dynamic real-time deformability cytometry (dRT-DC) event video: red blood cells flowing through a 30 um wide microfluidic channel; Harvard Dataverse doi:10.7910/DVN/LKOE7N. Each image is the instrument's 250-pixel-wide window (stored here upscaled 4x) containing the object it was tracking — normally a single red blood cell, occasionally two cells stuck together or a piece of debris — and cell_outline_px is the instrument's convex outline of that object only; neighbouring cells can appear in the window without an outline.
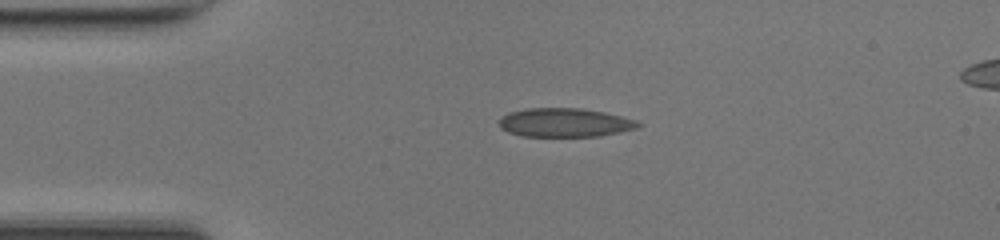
{"species": "common noctule bat (a hibernating species)", "species_latin": "Nyctalus noctula", "temperature_condition": "room temperature", "stored_images_in_passage": 47, "camera_frame_rate_fps": 3000, "um_per_image_px": 0.085, "animal": {"sex": "female", "body_mass_g": 17.0, "forearm_length_mm": 48.0}, "frame": {"image": 1, "passage_image": 10, "time_ms": 3.0, "image_size_px": [1000, 240], "cell_outline_px": [[644, 124], [636, 128], [620, 132], [600, 136], [524, 136], [508, 132], [500, 128], [500, 120], [508, 112], [528, 108], [580, 108], [604, 112], [636, 120]], "centroid_in_image_um": [48.03, 10.42], "position_along_channel_um": 37.0, "area_um2": 23.24}}
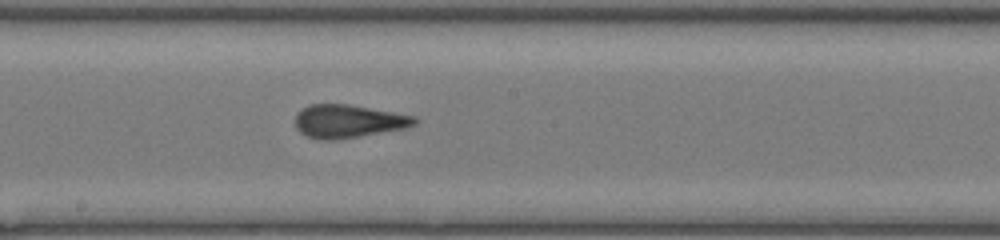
{"frame": {"image": 2, "passage_image": 25, "time_ms": 8.0, "image_size_px": [1000, 240], "cell_outline_px": [[420, 120], [416, 124], [404, 128], [360, 136], [336, 140], [320, 140], [308, 136], [300, 132], [296, 128], [296, 116], [308, 104], [348, 104], [416, 116]], "centroid_in_image_um": [29.63, 10.31], "position_along_channel_um": 218.6, "area_um2": 22.95}}
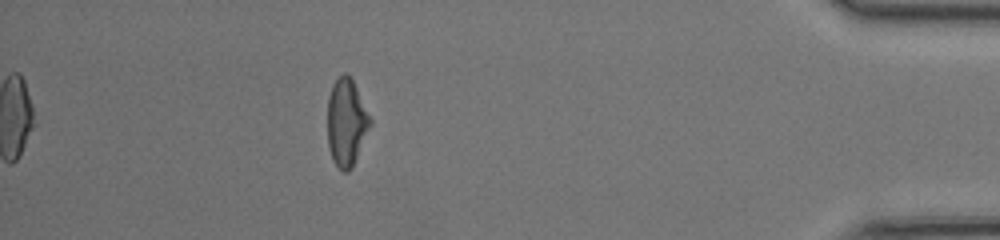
{"frame": {"image": 3, "passage_image": 42, "time_ms": 13.667, "image_size_px": [1000, 240], "cell_outline_px": [[372, 124], [352, 168], [348, 172], [344, 172], [332, 160], [328, 148], [328, 96], [332, 84], [344, 72], [352, 80], [372, 120]], "centroid_in_image_um": [29.44, 10.44], "position_along_channel_um": 405.8, "area_um2": 21.62}, "authors_computed_cell_mechanics": {"area_um2": 22.9466, "velocity_mm_per_s": 4.2702, "shape_relaxation_time_tau1_ms": 7.1457, "shape_relaxation_time_tau2_ms": 0.9804, "deformation_change_tau1": 0.2185, "deformation_change_tau2": 0.0627}}